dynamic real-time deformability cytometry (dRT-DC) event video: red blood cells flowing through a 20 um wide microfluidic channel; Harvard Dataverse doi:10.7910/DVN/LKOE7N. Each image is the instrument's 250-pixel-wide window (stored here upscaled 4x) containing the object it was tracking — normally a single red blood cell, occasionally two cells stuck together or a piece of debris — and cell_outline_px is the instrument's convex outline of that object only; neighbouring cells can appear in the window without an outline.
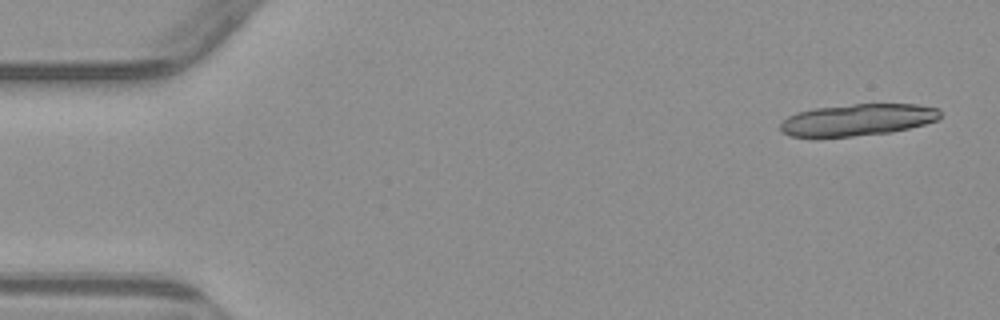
{"species": "common noctule bat (a hibernating species)", "species_latin": "Nyctalus noctula", "temperature_condition": "warm", "stored_images_in_passage": 5, "camera_frame_rate_fps": 3000, "um_per_image_px": 0.085, "animal": {"sex": "male", "body_mass_g": 23.1, "forearm_length_mm": 52.7}, "frame": {"image": 1, "passage_image": 1, "time_ms": 0.0, "image_size_px": [1000, 320], "cell_outline_px": [[940, 116], [936, 120], [924, 124], [892, 132], [852, 136], [788, 136], [780, 128], [780, 124], [788, 116], [796, 112], [816, 108], [852, 104], [916, 104], [940, 108]], "centroid_in_image_um": [72.92, 10.17], "position_along_channel_um": 12.1, "area_um2": 29.36}}